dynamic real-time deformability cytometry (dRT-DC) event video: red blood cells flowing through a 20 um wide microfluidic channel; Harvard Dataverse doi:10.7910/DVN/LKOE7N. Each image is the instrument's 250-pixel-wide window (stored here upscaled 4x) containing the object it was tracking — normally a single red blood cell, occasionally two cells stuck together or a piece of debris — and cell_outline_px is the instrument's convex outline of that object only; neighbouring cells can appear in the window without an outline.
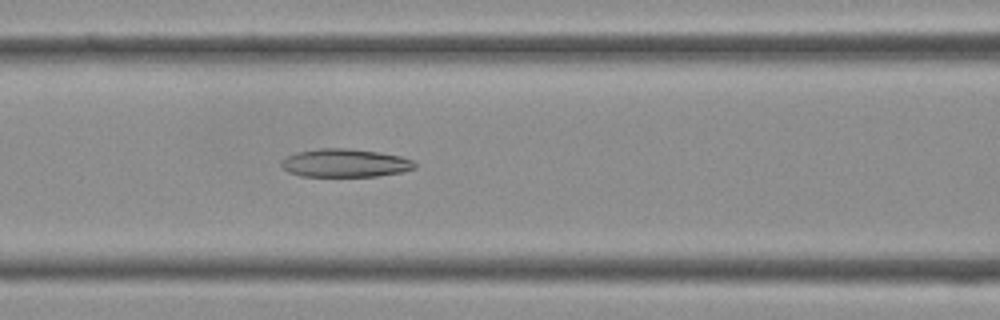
{"species": "Egyptian fruit bat (a non-hibernating species)", "species_latin": "Rousettus aegyptiacus", "temperature_condition": "cold", "stored_images_in_passage": 39, "camera_frame_rate_fps": 3000, "um_per_image_px": 0.085, "frame": {"image": 1, "passage_image": 16, "time_ms": 5.0, "image_size_px": [1000, 320], "cell_outline_px": [[416, 168], [404, 172], [376, 176], [300, 176], [288, 172], [280, 164], [280, 160], [296, 152], [320, 148], [348, 148], [380, 152], [400, 156], [412, 160], [416, 164]], "centroid_in_image_um": [29.33, 13.85], "position_along_channel_um": 137.3, "area_um2": 22.08}}
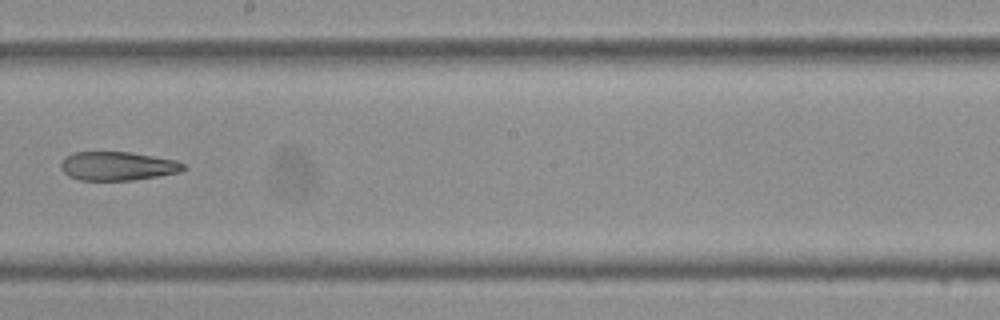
{"frame": {"image": 2, "passage_image": 22, "time_ms": 7.0, "image_size_px": [1000, 320], "cell_outline_px": [[184, 168], [180, 172], [132, 180], [80, 180], [68, 176], [60, 168], [60, 160], [64, 156], [76, 152], [128, 152], [176, 160], [184, 164]], "centroid_in_image_um": [9.93, 14.11], "position_along_channel_um": 238.3, "area_um2": 20.46}}
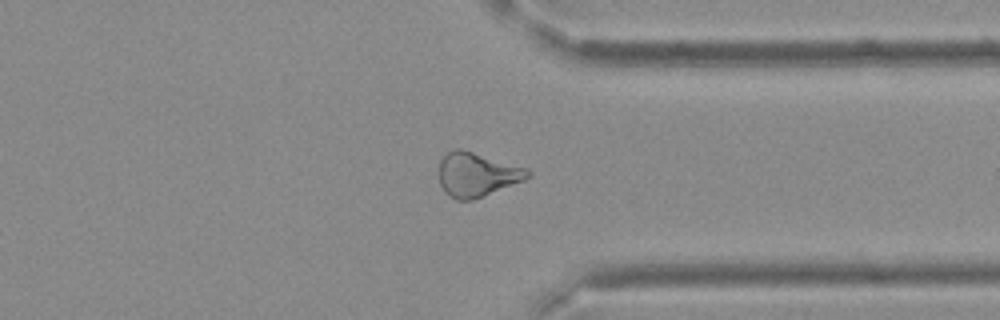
{"frame": {"image": 3, "passage_image": 30, "time_ms": 9.667, "image_size_px": [1000, 320], "cell_outline_px": [[532, 176], [524, 180], [472, 200], [456, 200], [448, 196], [444, 192], [440, 184], [440, 160], [452, 148], [460, 148], [528, 168], [532, 172]], "centroid_in_image_um": [40.54, 14.83], "position_along_channel_um": 370.9, "area_um2": 22.83}}